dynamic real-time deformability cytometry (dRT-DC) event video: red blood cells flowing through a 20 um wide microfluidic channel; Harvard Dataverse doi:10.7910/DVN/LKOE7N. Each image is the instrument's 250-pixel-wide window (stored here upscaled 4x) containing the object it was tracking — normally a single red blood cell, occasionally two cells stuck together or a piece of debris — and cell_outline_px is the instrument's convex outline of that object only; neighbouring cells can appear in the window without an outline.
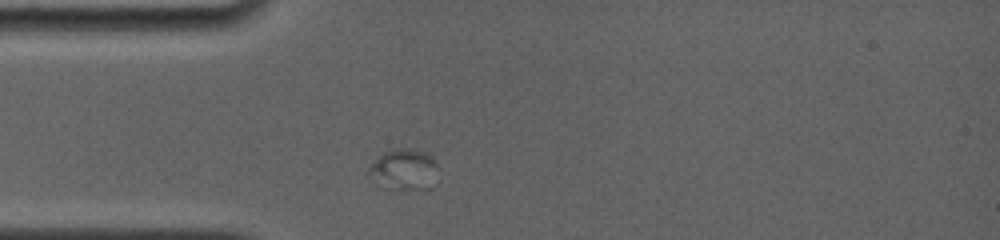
{"species": "common noctule bat (a hibernating species)", "species_latin": "Nyctalus noctula", "temperature_condition": "room temperature", "stored_images_in_passage": 13, "camera_frame_rate_fps": 4000, "um_per_image_px": 0.085, "animal": {"sex": "female", "body_mass_g": 19.0, "forearm_length_mm": 56.7}, "frame": {"image": 1, "passage_image": 1, "time_ms": 0.0, "image_size_px": [1000, 240], "cell_outline_px": [[440, 168], [376, 184], [368, 176], [368, 168], [384, 152], [396, 148], [408, 148], [424, 152], [432, 156], [436, 160]], "centroid_in_image_um": [34.06, 14.0], "position_along_channel_um": 50.9, "area_um2": 11.91}}
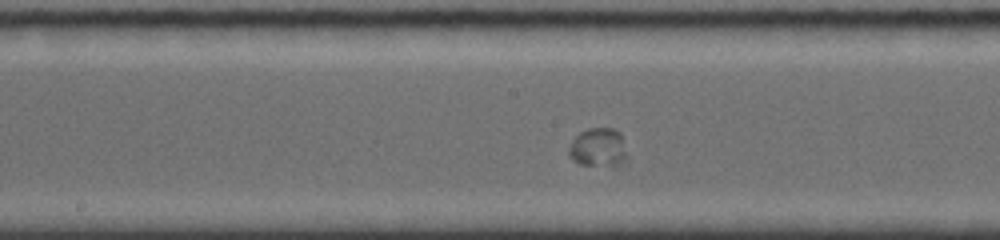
{"frame": {"image": 2, "passage_image": 8, "time_ms": 4.25, "image_size_px": [1000, 240], "cell_outline_px": [[628, 156], [616, 164], [580, 164], [572, 160], [568, 156], [568, 148], [572, 140], [580, 132], [588, 128], [612, 128], [620, 132]], "centroid_in_image_um": [50.81, 12.49], "position_along_channel_um": 197.4, "area_um2": 12.89}}
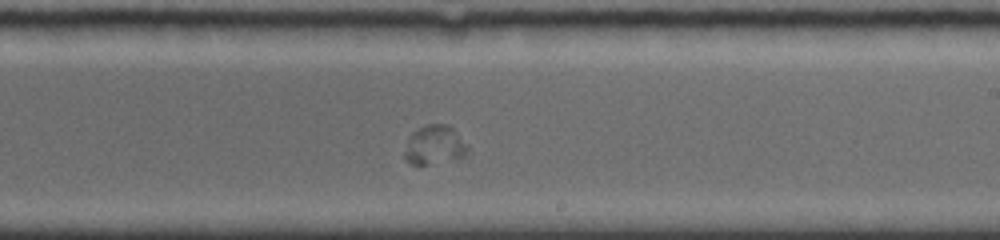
{"frame": {"image": 3, "passage_image": 10, "time_ms": 5.75, "image_size_px": [1000, 240], "cell_outline_px": [[468, 152], [464, 156], [428, 164], [412, 164], [404, 160], [404, 152], [408, 136], [412, 132], [428, 124], [448, 124], [452, 128], [468, 148]], "centroid_in_image_um": [36.87, 12.32], "position_along_channel_um": 252.1, "area_um2": 14.05}}